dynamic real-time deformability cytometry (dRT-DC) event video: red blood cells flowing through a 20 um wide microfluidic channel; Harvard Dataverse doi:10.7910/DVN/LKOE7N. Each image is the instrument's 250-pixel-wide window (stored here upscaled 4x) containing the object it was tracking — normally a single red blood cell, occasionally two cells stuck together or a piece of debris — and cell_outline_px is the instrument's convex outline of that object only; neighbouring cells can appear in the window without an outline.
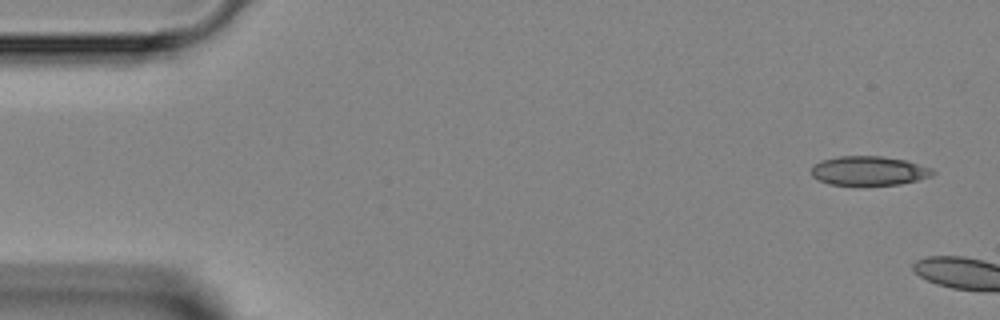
{"species": "Egyptian fruit bat (a non-hibernating species)", "species_latin": "Rousettus aegyptiacus", "temperature_condition": "room temperature", "stored_images_in_passage": 5, "segment_of_instrument_passage": [1, 2], "camera_frame_rate_fps": 3000, "um_per_image_px": 0.085, "animal": {"sex": "female"}, "frame": {"image": 1, "passage_image": 1, "time_ms": 0.0, "image_size_px": [1000, 320], "cell_outline_px": [[936, 172], [932, 176], [900, 184], [828, 184], [812, 176], [812, 164], [820, 160], [840, 156], [884, 156], [908, 160], [932, 168]], "centroid_in_image_um": [73.87, 14.49], "position_along_channel_um": 11.1, "area_um2": 20.63}}
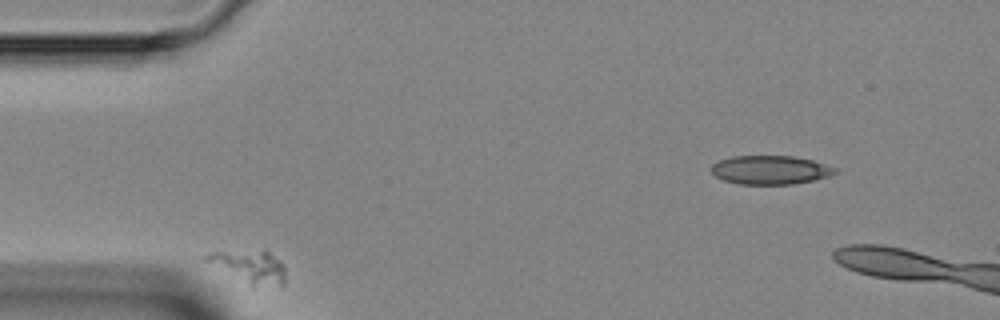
{"frame": {"image": 2, "passage_image": 2, "time_ms": 1.0, "image_size_px": [1000, 320], "cell_outline_px": [[284, 288], [252, 288], [204, 260], [204, 256], [212, 252], [268, 252], [280, 260], [284, 264]], "centroid_in_image_um": [21.29, 22.78], "position_along_channel_um": 63.7, "area_um2": 15.2}}
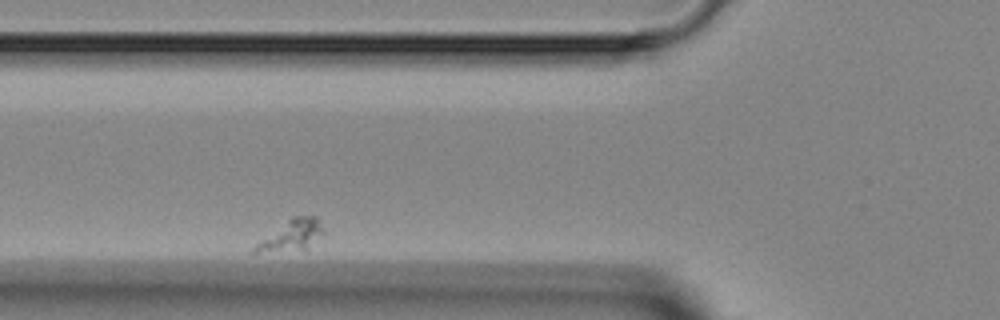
{"frame": {"image": 3, "passage_image": 3, "time_ms": 2.333, "image_size_px": [1000, 320], "cell_outline_px": [[324, 236], [308, 252], [252, 256], [248, 252], [256, 244], [292, 216], [316, 216], [324, 232]], "centroid_in_image_um": [24.73, 20.17], "position_along_channel_um": 101.1, "area_um2": 13.76}}